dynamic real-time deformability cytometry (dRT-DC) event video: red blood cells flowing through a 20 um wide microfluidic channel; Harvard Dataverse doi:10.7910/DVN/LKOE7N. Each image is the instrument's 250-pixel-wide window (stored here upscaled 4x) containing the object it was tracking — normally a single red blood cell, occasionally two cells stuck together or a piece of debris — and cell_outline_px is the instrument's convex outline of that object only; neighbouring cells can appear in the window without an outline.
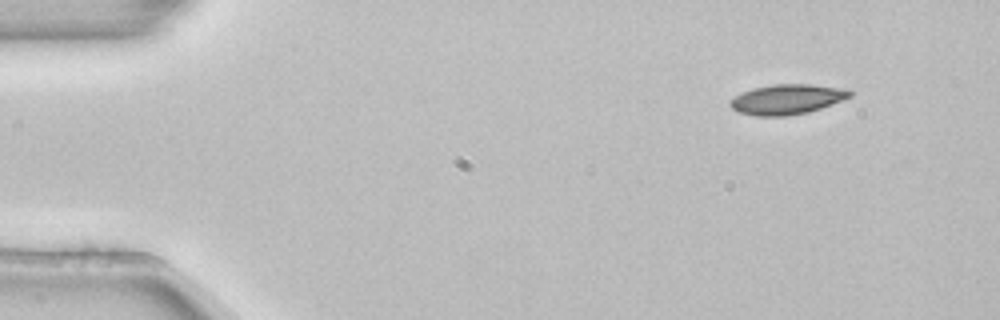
{"species": "common noctule bat (a hibernating species)", "species_latin": "Nyctalus noctula", "temperature_condition": "room temperature", "stored_images_in_passage": 5, "camera_frame_rate_fps": 3000, "um_per_image_px": 0.085, "animal": {"sex": "female", "body_mass_g": 22.7, "forearm_length_mm": 54.2}, "frame": {"image": 1, "passage_image": 1, "time_ms": 0.0, "image_size_px": [1000, 320], "cell_outline_px": [[852, 96], [832, 104], [808, 112], [788, 116], [756, 116], [740, 112], [732, 108], [728, 104], [728, 100], [740, 92], [752, 88], [772, 84], [812, 84], [848, 88], [852, 92]], "centroid_in_image_um": [66.88, 8.43], "position_along_channel_um": 18.1, "area_um2": 21.27}}
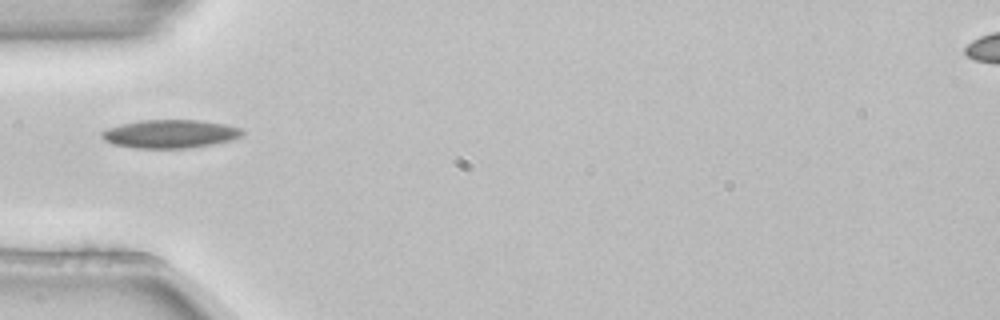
{"frame": {"image": 2, "passage_image": 4, "time_ms": 1.0, "image_size_px": [1000, 320], "cell_outline_px": [[244, 132], [240, 136], [232, 140], [212, 144], [188, 148], [136, 148], [112, 144], [104, 140], [100, 136], [100, 132], [108, 128], [120, 124], [140, 120], [200, 120], [224, 124], [240, 128]], "centroid_in_image_um": [14.42, 11.38], "position_along_channel_um": 70.6, "area_um2": 23.24}}